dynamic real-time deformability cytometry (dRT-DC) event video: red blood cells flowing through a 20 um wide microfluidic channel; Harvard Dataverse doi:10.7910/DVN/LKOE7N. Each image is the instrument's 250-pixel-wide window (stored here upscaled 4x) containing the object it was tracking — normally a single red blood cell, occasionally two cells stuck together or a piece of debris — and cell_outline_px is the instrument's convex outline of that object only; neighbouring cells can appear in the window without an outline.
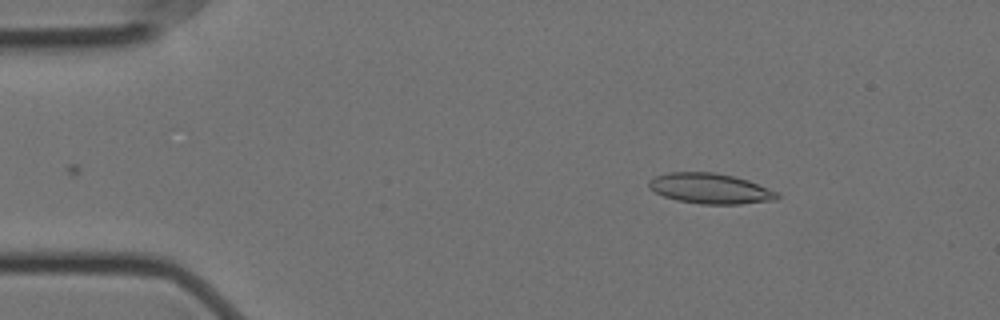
{"species": "Egyptian fruit bat (a non-hibernating species)", "species_latin": "Rousettus aegyptiacus", "temperature_condition": "cold", "stored_images_in_passage": 11, "camera_frame_rate_fps": 3000, "um_per_image_px": 0.085, "animal": {"sex": "female"}, "frame": {"image": 1, "passage_image": 2, "time_ms": 0.333, "image_size_px": [1000, 320], "cell_outline_px": [[780, 196], [776, 200], [740, 204], [700, 204], [676, 200], [664, 196], [648, 188], [648, 180], [656, 176], [668, 172], [712, 172], [732, 176], [748, 180], [780, 192]], "centroid_in_image_um": [60.38, 16.03], "position_along_channel_um": 24.6, "area_um2": 22.83}}
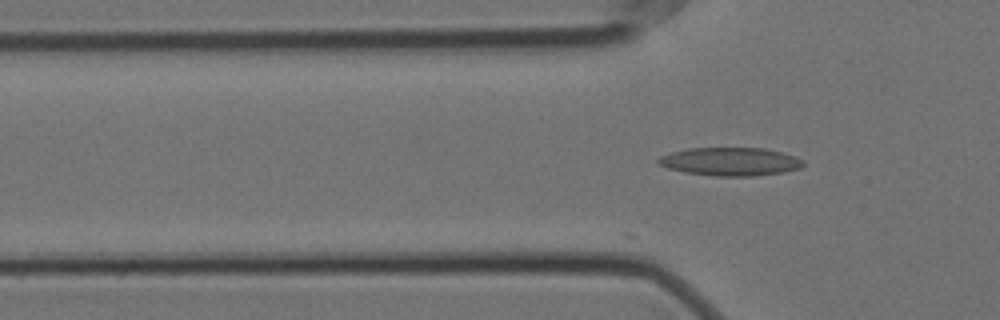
{"frame": {"image": 2, "passage_image": 11, "time_ms": 3.333, "image_size_px": [1000, 320], "cell_outline_px": [[804, 164], [800, 168], [784, 172], [752, 176], [716, 176], [684, 172], [668, 168], [660, 164], [656, 160], [660, 156], [672, 152], [688, 148], [764, 148], [796, 156], [804, 160]], "centroid_in_image_um": [62.09, 13.73], "position_along_channel_um": 63.7, "area_um2": 23.81}}